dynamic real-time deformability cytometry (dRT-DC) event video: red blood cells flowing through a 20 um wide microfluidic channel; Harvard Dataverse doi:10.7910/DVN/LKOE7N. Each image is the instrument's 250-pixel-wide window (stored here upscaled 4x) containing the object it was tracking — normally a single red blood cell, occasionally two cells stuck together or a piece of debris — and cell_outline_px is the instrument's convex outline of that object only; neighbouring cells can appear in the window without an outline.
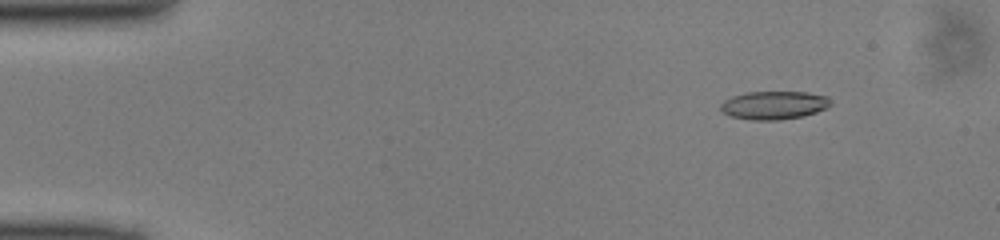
{"species": "common noctule bat (a hibernating species)", "species_latin": "Nyctalus noctula", "temperature_condition": "cold", "stored_images_in_passage": 49, "camera_frame_rate_fps": 3000, "um_per_image_px": 0.085, "animal": {"sex": "male", "body_mass_g": 13.0, "forearm_length_mm": 53.1}, "frame": {"image": 1, "passage_image": 6, "time_ms": 1.667, "image_size_px": [1000, 240], "cell_outline_px": [[832, 104], [828, 108], [804, 116], [780, 120], [752, 120], [732, 116], [724, 112], [720, 108], [720, 104], [724, 100], [732, 96], [748, 92], [808, 92], [828, 96]], "centroid_in_image_um": [65.83, 8.94], "position_along_channel_um": 19.2, "area_um2": 18.21}}
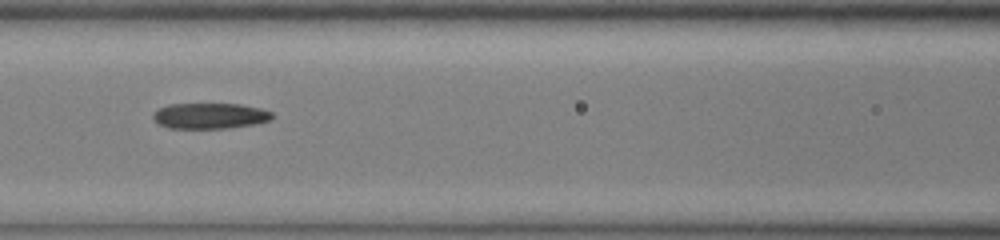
{"frame": {"image": 2, "passage_image": 22, "time_ms": 7.0, "image_size_px": [1000, 240], "cell_outline_px": [[272, 120], [256, 124], [228, 128], [168, 128], [156, 124], [152, 116], [152, 112], [168, 104], [240, 104], [260, 108], [272, 112]], "centroid_in_image_um": [17.82, 9.85], "position_along_channel_um": 148.8, "area_um2": 18.03}}
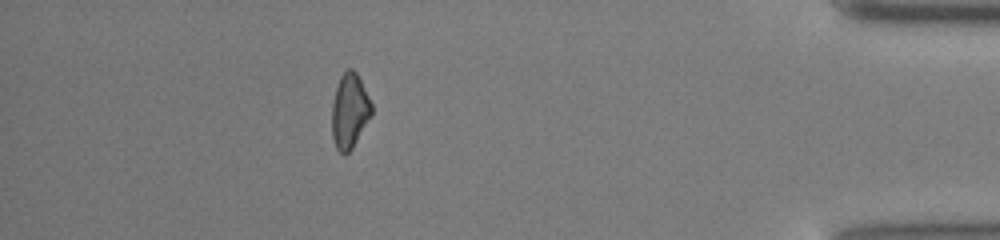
{"frame": {"image": 3, "passage_image": 44, "time_ms": 14.333, "image_size_px": [1000, 240], "cell_outline_px": [[372, 116], [352, 148], [344, 156], [336, 148], [332, 136], [332, 104], [336, 88], [340, 76], [348, 68], [352, 68], [356, 72], [372, 104]], "centroid_in_image_um": [29.72, 9.45], "position_along_channel_um": 405.5, "area_um2": 17.28}}